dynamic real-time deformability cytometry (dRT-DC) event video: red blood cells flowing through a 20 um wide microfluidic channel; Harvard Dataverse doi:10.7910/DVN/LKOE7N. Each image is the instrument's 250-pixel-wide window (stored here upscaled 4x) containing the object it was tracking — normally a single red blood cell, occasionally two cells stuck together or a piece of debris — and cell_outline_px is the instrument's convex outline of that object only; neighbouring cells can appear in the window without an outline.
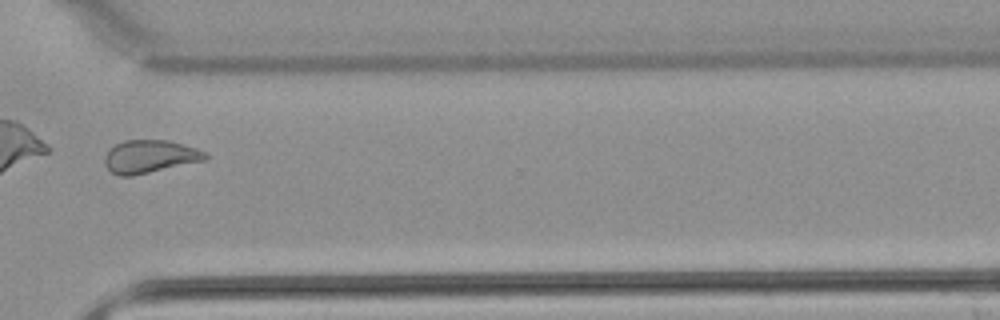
{"species": "common noctule bat (a hibernating species)", "species_latin": "Nyctalus noctula", "temperature_condition": "warm", "stored_images_in_passage": 36, "camera_frame_rate_fps": 3000, "um_per_image_px": 0.085, "animal": {"sex": "male", "body_mass_g": 21.5, "forearm_length_mm": 52.0}, "frame": {"image": 1, "passage_image": 26, "time_ms": 8.333, "image_size_px": [1000, 320], "cell_outline_px": [[208, 160], [132, 176], [120, 176], [112, 172], [104, 164], [104, 156], [116, 144], [124, 140], [168, 140], [196, 148], [208, 152]], "centroid_in_image_um": [12.78, 13.31], "position_along_channel_um": 357.8, "area_um2": 19.42}}